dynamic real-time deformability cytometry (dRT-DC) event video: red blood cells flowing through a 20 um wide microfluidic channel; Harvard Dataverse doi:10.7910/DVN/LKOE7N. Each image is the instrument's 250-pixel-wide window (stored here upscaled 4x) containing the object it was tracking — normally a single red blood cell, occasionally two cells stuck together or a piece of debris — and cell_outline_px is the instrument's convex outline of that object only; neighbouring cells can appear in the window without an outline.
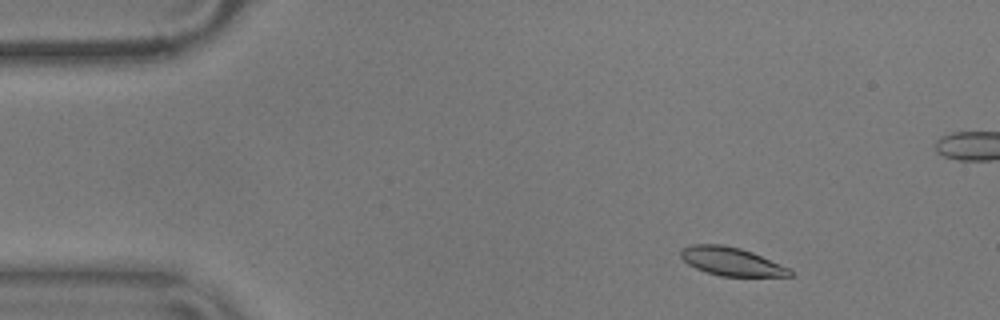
{"species": "common noctule bat (a hibernating species)", "species_latin": "Nyctalus noctula", "temperature_condition": "warm", "stored_images_in_passage": 10, "camera_frame_rate_fps": 3000, "um_per_image_px": 0.085, "animal": {"sex": "male", "body_mass_g": 17.9}, "frame": {"image": 1, "passage_image": 5, "time_ms": 1.333, "image_size_px": [1000, 320], "cell_outline_px": [[792, 276], [720, 276], [696, 268], [688, 264], [680, 256], [680, 252], [684, 248], [692, 244], [720, 244], [740, 248], [752, 252], [792, 268]], "centroid_in_image_um": [62.2, 22.22], "position_along_channel_um": 22.8, "area_um2": 17.98}}